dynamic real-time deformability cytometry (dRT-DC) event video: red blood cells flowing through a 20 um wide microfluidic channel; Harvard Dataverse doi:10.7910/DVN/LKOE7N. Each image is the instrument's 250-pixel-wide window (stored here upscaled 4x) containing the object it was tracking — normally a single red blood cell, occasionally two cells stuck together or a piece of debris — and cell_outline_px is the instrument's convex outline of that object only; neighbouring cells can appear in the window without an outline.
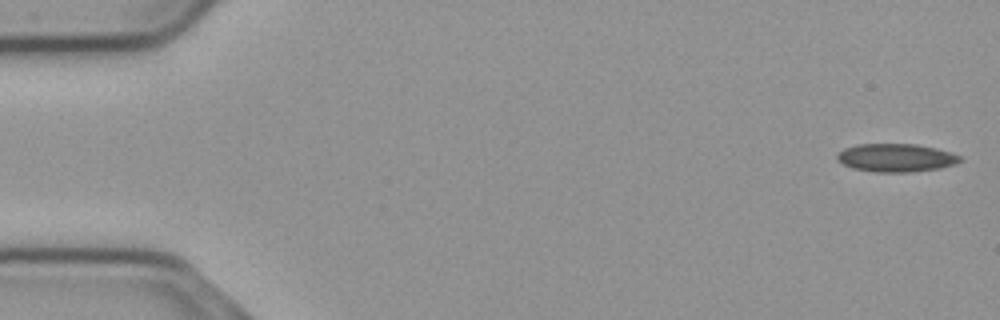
{"species": "common noctule bat (a hibernating species)", "species_latin": "Nyctalus noctula", "temperature_condition": "cold", "stored_images_in_passage": 55, "camera_frame_rate_fps": 3000, "um_per_image_px": 0.085, "animal": {"sex": "male", "body_mass_g": 23.1, "forearm_length_mm": 52.7}, "frame": {"image": 1, "passage_image": 1, "time_ms": 0.0, "image_size_px": [1000, 320], "cell_outline_px": [[964, 160], [956, 164], [940, 168], [912, 172], [876, 172], [852, 168], [836, 160], [836, 156], [844, 148], [856, 144], [916, 144], [936, 148], [960, 156]], "centroid_in_image_um": [76.16, 13.41], "position_along_channel_um": 8.8, "area_um2": 20.23}}
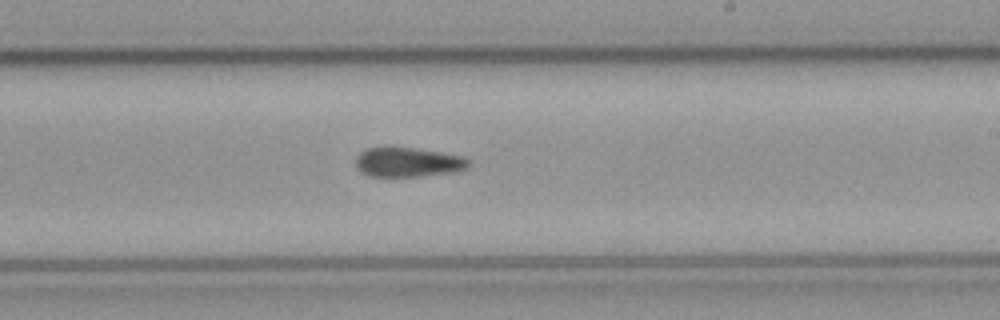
{"frame": {"image": 2, "passage_image": 32, "time_ms": 10.333, "image_size_px": [1000, 320], "cell_outline_px": [[472, 164], [468, 168], [456, 172], [420, 176], [368, 176], [360, 172], [356, 168], [356, 156], [360, 152], [368, 148], [388, 144], [416, 148], [464, 156], [472, 160]], "centroid_in_image_um": [34.69, 13.75], "position_along_channel_um": 254.3, "area_um2": 20.29}}
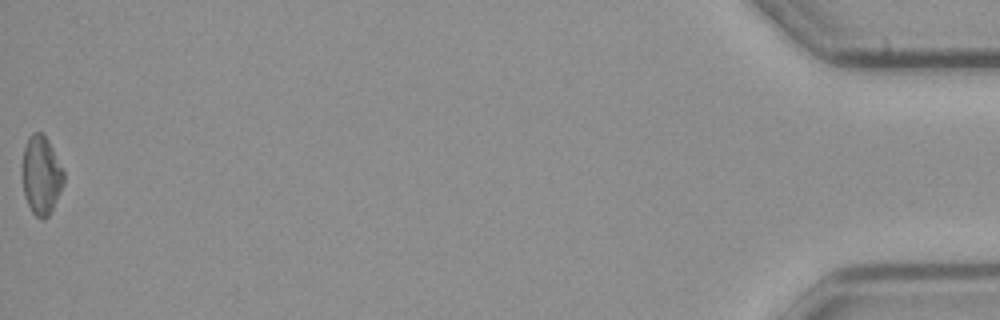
{"frame": {"image": 3, "passage_image": 55, "time_ms": 18.0, "image_size_px": [1000, 320], "cell_outline_px": [[64, 184], [48, 216], [44, 220], [40, 220], [32, 212], [24, 196], [24, 148], [32, 132], [40, 132], [48, 140], [64, 172]], "centroid_in_image_um": [3.53, 14.93], "position_along_channel_um": 431.7, "area_um2": 18.44}}